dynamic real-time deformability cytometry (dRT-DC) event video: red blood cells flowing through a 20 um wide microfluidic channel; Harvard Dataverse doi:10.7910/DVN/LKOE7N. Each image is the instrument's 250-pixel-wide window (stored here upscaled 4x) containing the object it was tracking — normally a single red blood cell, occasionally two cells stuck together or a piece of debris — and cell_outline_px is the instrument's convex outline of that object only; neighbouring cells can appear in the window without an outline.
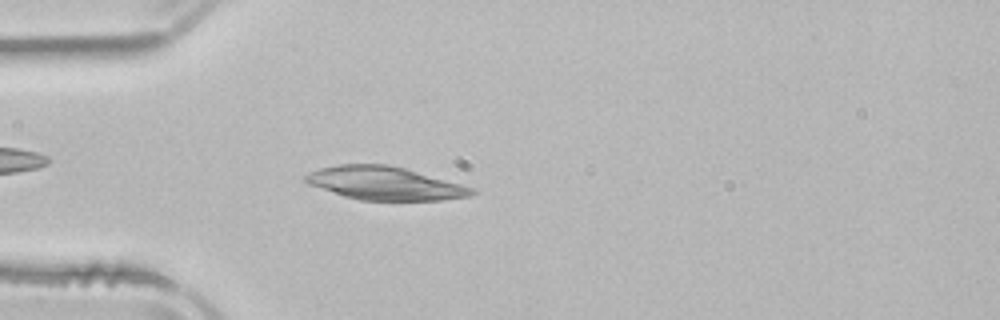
{"species": "common noctule bat (a hibernating species)", "species_latin": "Nyctalus noctula", "temperature_condition": "room temperature", "stored_images_in_passage": 3, "camera_frame_rate_fps": 3000, "um_per_image_px": 0.085, "animal": {"sex": "male", "body_mass_g": 21.5, "forearm_length_mm": 52.0}, "frame": {"image": 1, "passage_image": 3, "time_ms": 3.667, "image_size_px": [1000, 320], "cell_outline_px": [[480, 192], [472, 196], [440, 200], [360, 200], [344, 196], [308, 184], [304, 180], [304, 176], [320, 168], [340, 164], [388, 164], [404, 168], [460, 184], [472, 188]], "centroid_in_image_um": [32.72, 15.58], "position_along_channel_um": 52.3, "area_um2": 31.91}}